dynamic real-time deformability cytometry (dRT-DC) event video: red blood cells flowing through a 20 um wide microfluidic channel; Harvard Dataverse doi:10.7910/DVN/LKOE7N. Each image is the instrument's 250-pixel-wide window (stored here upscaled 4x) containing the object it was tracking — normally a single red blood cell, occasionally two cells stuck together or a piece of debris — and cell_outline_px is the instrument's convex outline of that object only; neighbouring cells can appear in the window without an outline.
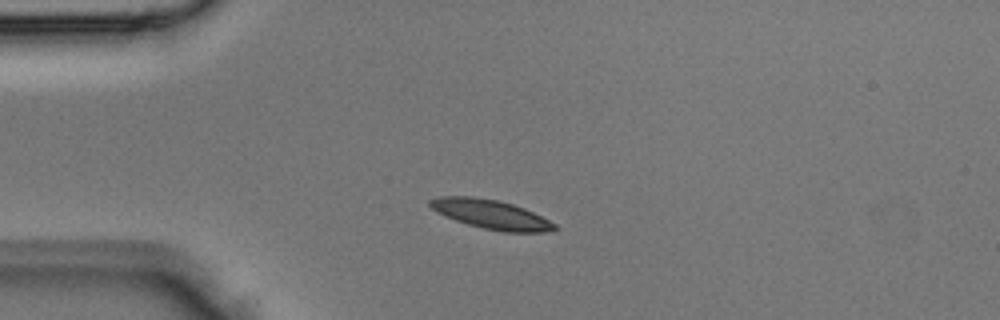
{"species": "Egyptian fruit bat (a non-hibernating species)", "species_latin": "Rousettus aegyptiacus", "temperature_condition": "room temperature", "stored_images_in_passage": 1, "camera_frame_rate_fps": 3000, "um_per_image_px": 0.085, "animal": {"sex": "male"}, "frame": {"image": 1, "passage_image": 1, "time_ms": 0.0, "image_size_px": [1000, 320], "cell_outline_px": [[556, 228], [544, 232], [504, 232], [484, 228], [468, 224], [456, 220], [436, 212], [428, 204], [428, 200], [440, 196], [472, 196], [496, 200], [512, 204], [524, 208], [556, 224]], "centroid_in_image_um": [41.69, 18.21], "position_along_channel_um": 43.3, "area_um2": 20.87}}